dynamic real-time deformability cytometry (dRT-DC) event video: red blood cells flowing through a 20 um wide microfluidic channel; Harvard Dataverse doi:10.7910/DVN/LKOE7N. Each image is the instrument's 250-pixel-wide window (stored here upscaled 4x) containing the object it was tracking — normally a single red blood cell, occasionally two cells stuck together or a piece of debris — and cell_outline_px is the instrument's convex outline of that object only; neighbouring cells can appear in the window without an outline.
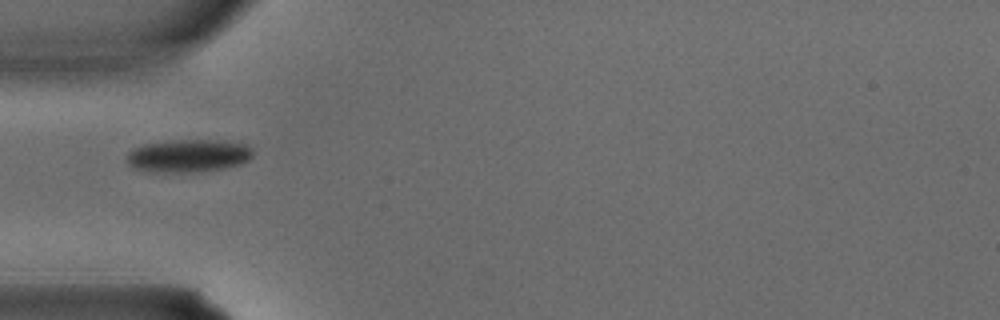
{"species": "common noctule bat (a hibernating species)", "species_latin": "Nyctalus noctula", "temperature_condition": "warm", "stored_images_in_passage": 3, "camera_frame_rate_fps": 3000, "um_per_image_px": 0.085, "animal": {"sex": "male", "body_mass_g": 15.6}, "frame": {"image": 1, "passage_image": 3, "time_ms": 0.667, "image_size_px": [1000, 320], "cell_outline_px": [[252, 156], [248, 160], [240, 164], [224, 168], [200, 172], [144, 172], [132, 168], [128, 164], [128, 152], [132, 148], [144, 144], [172, 140], [224, 140], [248, 144], [252, 148]], "centroid_in_image_um": [16.0, 13.24], "position_along_channel_um": 69.0, "area_um2": 24.57}}